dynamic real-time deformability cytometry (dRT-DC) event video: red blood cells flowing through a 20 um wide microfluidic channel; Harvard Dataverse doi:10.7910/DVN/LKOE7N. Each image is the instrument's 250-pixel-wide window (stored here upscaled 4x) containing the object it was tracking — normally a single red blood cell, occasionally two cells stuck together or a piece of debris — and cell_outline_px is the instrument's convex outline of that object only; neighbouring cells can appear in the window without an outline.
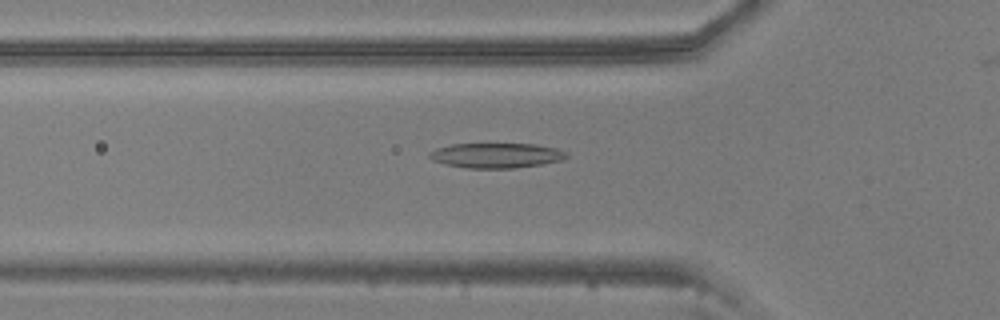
{"species": "common noctule bat (a hibernating species)", "species_latin": "Nyctalus noctula", "temperature_condition": "warm", "stored_images_in_passage": 54, "camera_frame_rate_fps": 3000, "um_per_image_px": 0.085, "animal": {"sex": "male", "body_mass_g": 20.5, "forearm_length_mm": 52.5}, "frame": {"image": 1, "passage_image": 17, "time_ms": 5.333, "image_size_px": [1000, 320], "cell_outline_px": [[568, 156], [560, 160], [540, 164], [512, 168], [468, 168], [448, 164], [432, 160], [428, 156], [428, 152], [436, 148], [452, 144], [536, 144], [556, 148], [568, 152]], "centroid_in_image_um": [42.17, 13.2], "position_along_channel_um": 83.6, "area_um2": 19.77}}
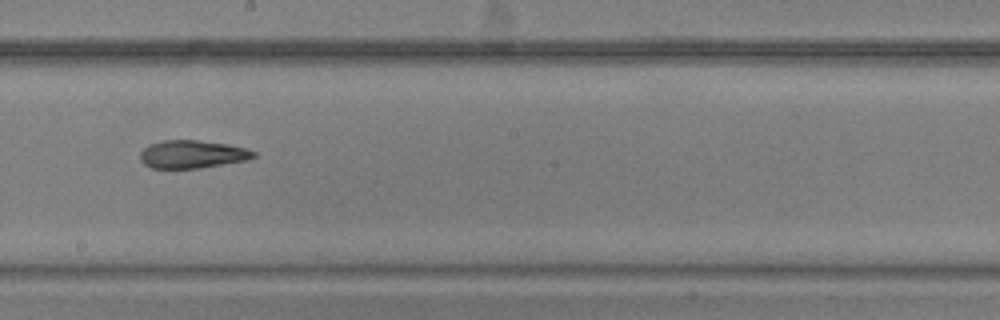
{"frame": {"image": 2, "passage_image": 29, "time_ms": 9.333, "image_size_px": [1000, 320], "cell_outline_px": [[256, 156], [244, 160], [200, 168], [152, 168], [144, 164], [140, 160], [140, 152], [148, 144], [164, 140], [196, 140], [228, 144], [248, 148], [256, 152]], "centroid_in_image_um": [16.32, 13.1], "position_along_channel_um": 231.9, "area_um2": 18.44}}
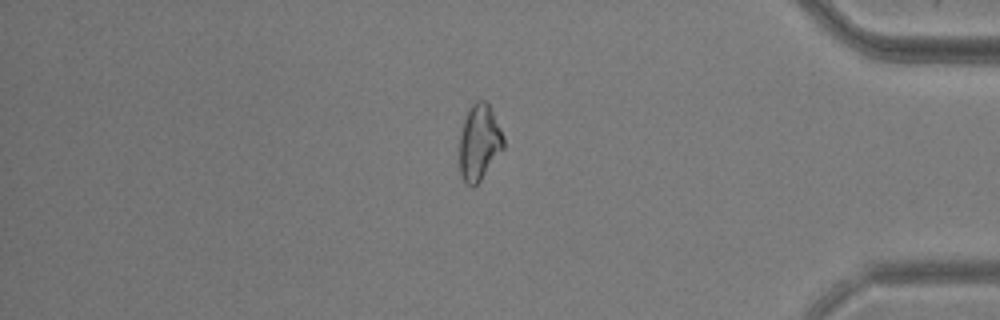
{"frame": {"image": 3, "passage_image": 45, "time_ms": 14.667, "image_size_px": [1000, 320], "cell_outline_px": [[504, 148], [480, 180], [472, 188], [464, 184], [460, 176], [460, 132], [468, 108], [476, 100], [484, 100], [488, 104], [504, 136]], "centroid_in_image_um": [40.72, 12.13], "position_along_channel_um": 394.5, "area_um2": 19.48}, "authors_computed_cell_mechanics": {"area_um2": 20.0277, "velocity_mm_per_s": 3.6812, "shape_relaxation_time_tau1_ms": 5.8165, "shape_relaxation_time_tau2_ms": null, "deformation_change_tau1": 0.1695, "deformation_change_tau2": null}}